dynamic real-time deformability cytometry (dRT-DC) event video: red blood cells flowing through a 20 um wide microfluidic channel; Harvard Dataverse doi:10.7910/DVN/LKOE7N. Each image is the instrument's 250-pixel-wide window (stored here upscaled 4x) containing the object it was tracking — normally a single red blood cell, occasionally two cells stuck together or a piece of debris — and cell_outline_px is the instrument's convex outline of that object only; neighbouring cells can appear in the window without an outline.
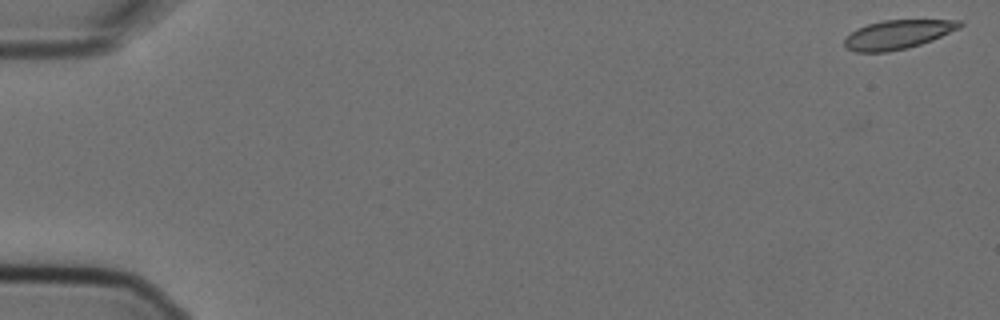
{"species": "Egyptian fruit bat (a non-hibernating species)", "species_latin": "Rousettus aegyptiacus", "temperature_condition": "cold", "stored_images_in_passage": 5, "camera_frame_rate_fps": 3000, "um_per_image_px": 0.085, "animal": {"sex": "female"}, "frame": {"image": 1, "passage_image": 1, "time_ms": 0.0, "image_size_px": [1000, 320], "cell_outline_px": [[964, 24], [960, 28], [932, 40], [908, 48], [888, 52], [856, 52], [844, 48], [844, 40], [856, 28], [868, 24], [884, 20], [960, 20]], "centroid_in_image_um": [76.3, 2.94], "position_along_channel_um": 8.7, "area_um2": 19.48}}
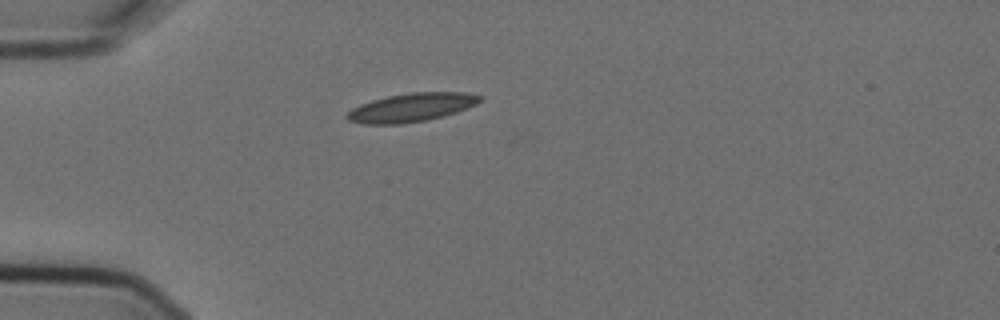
{"frame": {"image": 2, "passage_image": 5, "time_ms": 1.333, "image_size_px": [1000, 320], "cell_outline_px": [[484, 100], [476, 104], [456, 112], [444, 116], [428, 120], [400, 124], [364, 124], [348, 120], [344, 116], [352, 108], [360, 104], [372, 100], [388, 96], [408, 92], [464, 92], [480, 96]], "centroid_in_image_um": [34.96, 9.13], "position_along_channel_um": 50.0, "area_um2": 22.2}}